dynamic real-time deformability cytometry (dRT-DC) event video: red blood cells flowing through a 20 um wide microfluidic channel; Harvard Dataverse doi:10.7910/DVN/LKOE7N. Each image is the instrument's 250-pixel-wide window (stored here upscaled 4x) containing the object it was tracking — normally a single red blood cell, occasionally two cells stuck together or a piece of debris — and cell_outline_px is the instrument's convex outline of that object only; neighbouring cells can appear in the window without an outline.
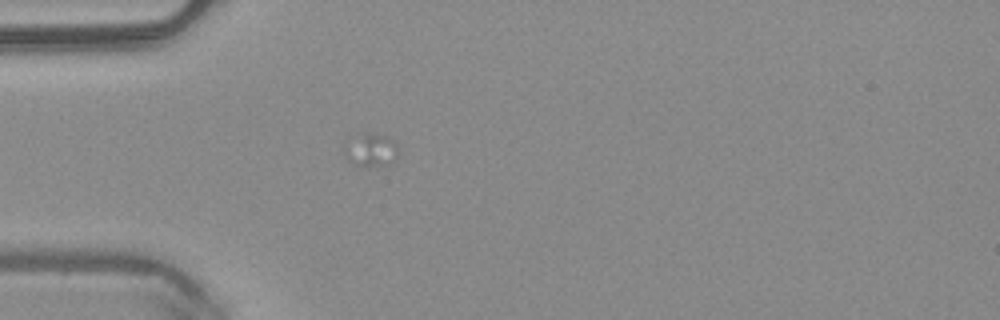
{"species": "common noctule bat (a hibernating species)", "species_latin": "Nyctalus noctula", "temperature_condition": "warm", "stored_images_in_passage": 8, "camera_frame_rate_fps": 3000, "um_per_image_px": 0.085, "animal": {"sex": "male", "body_mass_g": 20.4}, "frame": {"image": 1, "passage_image": 3, "time_ms": 0.667, "image_size_px": [1000, 320], "cell_outline_px": [[396, 160], [388, 164], [364, 168], [352, 164], [344, 156], [344, 140], [364, 132], [368, 132], [384, 136], [392, 140], [396, 144]], "centroid_in_image_um": [31.43, 12.76], "position_along_channel_um": 53.6, "area_um2": 10.75}}